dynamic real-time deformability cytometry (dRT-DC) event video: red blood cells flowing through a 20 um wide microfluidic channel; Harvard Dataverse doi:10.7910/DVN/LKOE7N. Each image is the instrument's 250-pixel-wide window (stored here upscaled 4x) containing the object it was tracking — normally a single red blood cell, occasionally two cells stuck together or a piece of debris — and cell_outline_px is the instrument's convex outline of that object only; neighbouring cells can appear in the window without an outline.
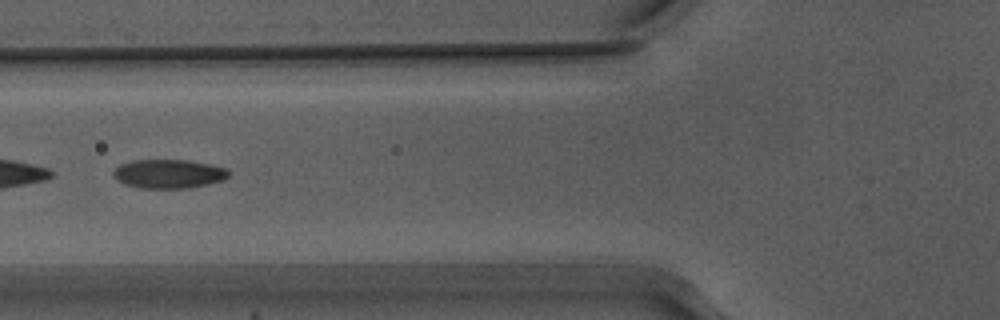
{"species": "Egyptian fruit bat (a non-hibernating species)", "species_latin": "Rousettus aegyptiacus", "temperature_condition": "warm", "stored_images_in_passage": 25, "segment_of_instrument_passage": [2, 2], "camera_frame_rate_fps": 3000, "um_per_image_px": 0.085, "animal": {"sex": "male"}, "frame": {"image": 1, "passage_image": 12, "time_ms": 3.667, "image_size_px": [1000, 320], "cell_outline_px": [[228, 176], [224, 180], [208, 184], [188, 188], [140, 188], [124, 184], [116, 180], [112, 176], [112, 172], [120, 164], [132, 160], [188, 160], [228, 168]], "centroid_in_image_um": [14.31, 14.78], "position_along_channel_um": 111.5, "area_um2": 19.54}}
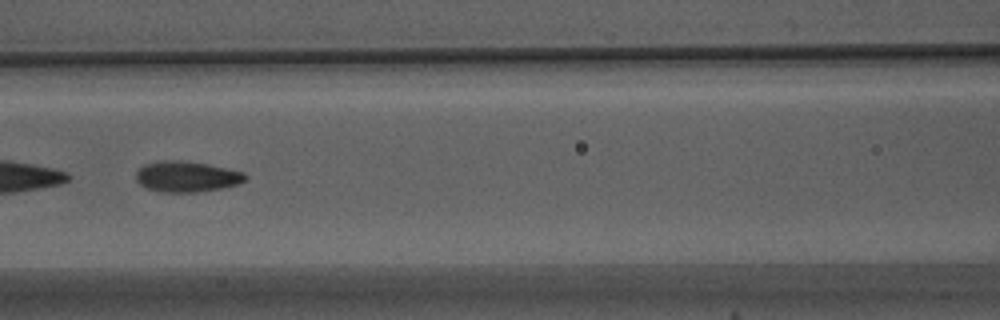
{"frame": {"image": 2, "passage_image": 15, "time_ms": 4.667, "image_size_px": [1000, 320], "cell_outline_px": [[248, 176], [244, 180], [236, 184], [220, 188], [196, 192], [160, 192], [148, 188], [140, 184], [136, 180], [136, 172], [144, 164], [160, 160], [176, 160], [208, 164], [244, 172]], "centroid_in_image_um": [15.84, 15.0], "position_along_channel_um": 150.8, "area_um2": 19.42}}
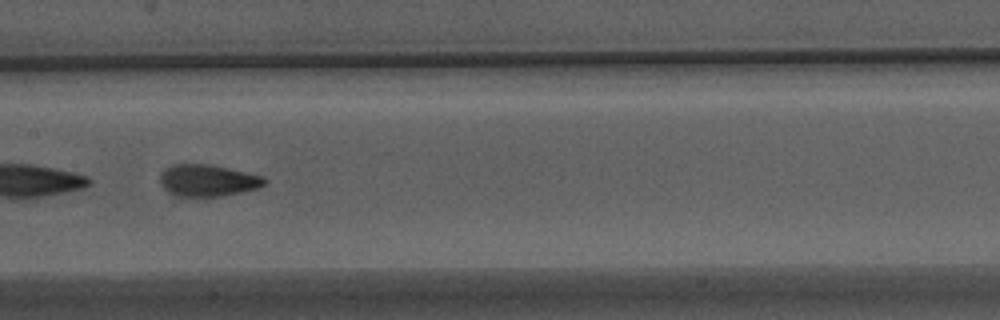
{"frame": {"image": 3, "passage_image": 18, "time_ms": 5.667, "image_size_px": [1000, 320], "cell_outline_px": [[268, 184], [260, 188], [220, 196], [180, 196], [164, 188], [160, 184], [160, 176], [164, 168], [176, 164], [208, 164], [228, 168], [264, 176], [268, 180]], "centroid_in_image_um": [17.72, 15.33], "position_along_channel_um": 189.7, "area_um2": 19.31}}